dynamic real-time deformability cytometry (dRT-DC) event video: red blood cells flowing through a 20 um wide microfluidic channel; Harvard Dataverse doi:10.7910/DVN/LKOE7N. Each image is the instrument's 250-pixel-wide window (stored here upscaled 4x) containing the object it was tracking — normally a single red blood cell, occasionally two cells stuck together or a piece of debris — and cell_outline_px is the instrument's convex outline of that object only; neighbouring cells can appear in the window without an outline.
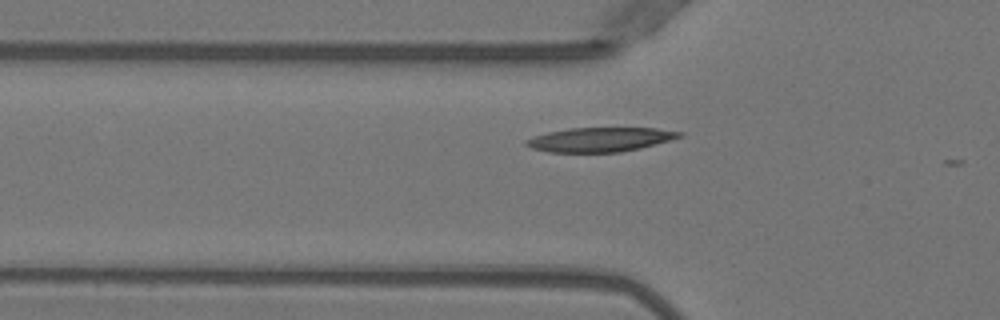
{"species": "Egyptian fruit bat (a non-hibernating species)", "species_latin": "Rousettus aegyptiacus", "temperature_condition": "warm", "stored_images_in_passage": 13, "camera_frame_rate_fps": 3000, "um_per_image_px": 0.085, "animal": {"sex": "female"}, "frame": {"image": 1, "passage_image": 2, "time_ms": 0.333, "image_size_px": [1000, 320], "cell_outline_px": [[684, 136], [640, 148], [620, 152], [548, 152], [532, 148], [524, 144], [524, 140], [548, 132], [568, 128], [656, 128], [684, 132]], "centroid_in_image_um": [51.02, 11.86], "position_along_channel_um": 74.8, "area_um2": 21.62}}
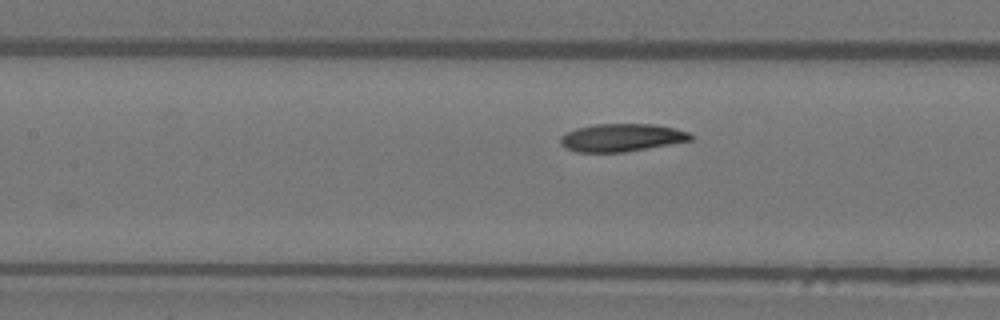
{"frame": {"image": 2, "passage_image": 8, "time_ms": 2.333, "image_size_px": [1000, 320], "cell_outline_px": [[692, 140], [624, 152], [576, 152], [564, 148], [560, 144], [560, 136], [576, 128], [596, 124], [652, 124], [676, 128], [688, 132], [692, 136]], "centroid_in_image_um": [52.8, 11.7], "position_along_channel_um": 154.6, "area_um2": 21.04}}
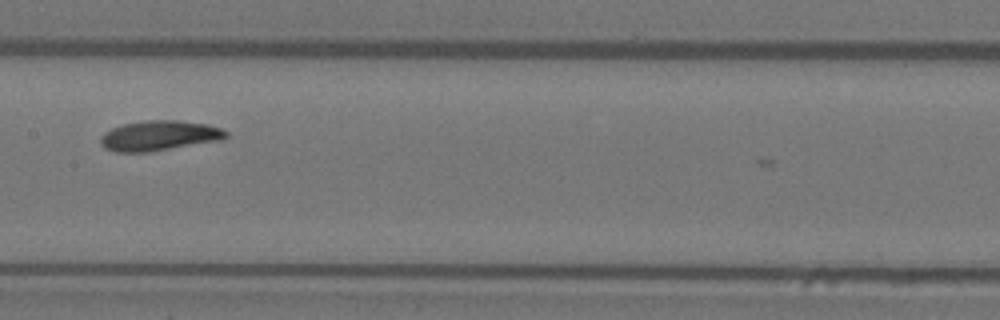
{"frame": {"image": 3, "passage_image": 11, "time_ms": 3.333, "image_size_px": [1000, 320], "cell_outline_px": [[228, 136], [224, 140], [144, 152], [116, 152], [104, 148], [100, 144], [100, 136], [104, 132], [120, 124], [144, 120], [176, 120], [208, 124], [220, 128], [228, 132]], "centroid_in_image_um": [13.52, 11.52], "position_along_channel_um": 193.9, "area_um2": 22.14}}